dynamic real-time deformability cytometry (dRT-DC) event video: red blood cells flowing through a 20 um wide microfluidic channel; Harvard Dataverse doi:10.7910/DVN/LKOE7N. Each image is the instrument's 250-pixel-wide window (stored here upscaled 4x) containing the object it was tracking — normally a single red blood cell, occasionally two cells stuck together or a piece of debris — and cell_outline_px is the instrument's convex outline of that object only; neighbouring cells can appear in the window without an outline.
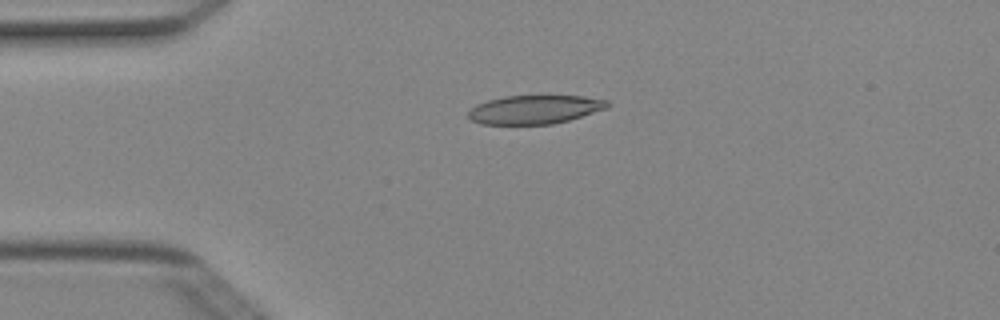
{"species": "Egyptian fruit bat (a non-hibernating species)", "species_latin": "Rousettus aegyptiacus", "temperature_condition": "cold", "stored_images_in_passage": 3, "camera_frame_rate_fps": 3000, "um_per_image_px": 0.085, "animal": {"sex": "female"}, "frame": {"image": 1, "passage_image": 3, "time_ms": 0.667, "image_size_px": [1000, 320], "cell_outline_px": [[608, 108], [568, 120], [552, 124], [480, 124], [472, 120], [468, 116], [468, 112], [476, 104], [488, 100], [504, 96], [540, 92], [544, 92], [584, 96], [608, 100]], "centroid_in_image_um": [45.48, 9.24], "position_along_channel_um": 39.5, "area_um2": 24.33}}